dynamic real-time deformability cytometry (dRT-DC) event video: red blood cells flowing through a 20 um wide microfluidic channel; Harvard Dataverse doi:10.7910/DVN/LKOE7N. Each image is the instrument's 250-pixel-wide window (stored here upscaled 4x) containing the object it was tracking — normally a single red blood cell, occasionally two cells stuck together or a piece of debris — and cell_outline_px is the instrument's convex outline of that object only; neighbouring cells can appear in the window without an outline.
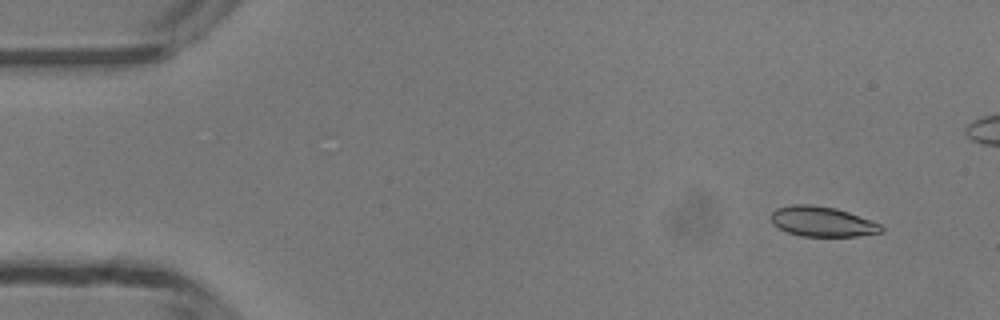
{"species": "common noctule bat (a hibernating species)", "species_latin": "Nyctalus noctula", "temperature_condition": "room temperature", "stored_images_in_passage": 50, "camera_frame_rate_fps": 3000, "um_per_image_px": 0.085, "animal": {"sex": "male", "body_mass_g": 13.3}, "frame": {"image": 1, "passage_image": 4, "time_ms": 1.0, "image_size_px": [1000, 320], "cell_outline_px": [[884, 232], [856, 236], [800, 236], [788, 232], [772, 224], [768, 216], [776, 208], [792, 204], [812, 204], [836, 208], [848, 212], [880, 224], [884, 228]], "centroid_in_image_um": [69.84, 18.83], "position_along_channel_um": 15.2, "area_um2": 19.42}}
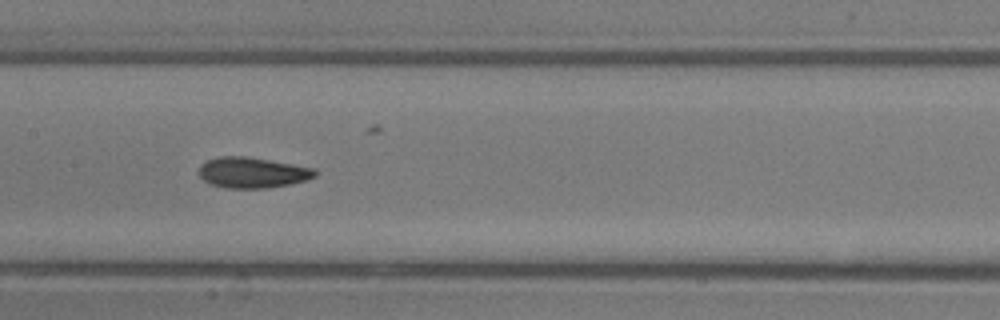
{"frame": {"image": 2, "passage_image": 24, "time_ms": 7.667, "image_size_px": [1000, 320], "cell_outline_px": [[316, 176], [308, 180], [268, 188], [224, 188], [212, 184], [204, 180], [200, 176], [200, 164], [208, 160], [220, 156], [244, 156], [316, 168]], "centroid_in_image_um": [21.47, 14.67], "position_along_channel_um": 185.9, "area_um2": 20.63}}
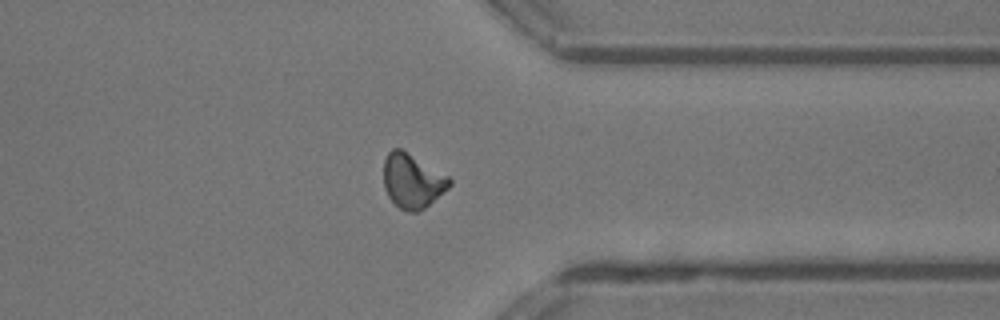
{"frame": {"image": 3, "passage_image": 38, "time_ms": 12.333, "image_size_px": [1000, 320], "cell_outline_px": [[452, 184], [448, 188], [420, 212], [408, 212], [400, 208], [388, 196], [384, 188], [384, 160], [388, 152], [392, 148], [400, 148], [448, 176], [452, 180]], "centroid_in_image_um": [35.04, 15.39], "position_along_channel_um": 376.4, "area_um2": 20.69}, "authors_computed_cell_mechanics": {"area_um2": 20.1144, "velocity_mm_per_s": 4.2042, "shape_relaxation_time_tau1_ms": 5.0137, "shape_relaxation_time_tau2_ms": 1.9795, "deformation_change_tau1": 0.1461, "deformation_change_tau2": 0.0729}}